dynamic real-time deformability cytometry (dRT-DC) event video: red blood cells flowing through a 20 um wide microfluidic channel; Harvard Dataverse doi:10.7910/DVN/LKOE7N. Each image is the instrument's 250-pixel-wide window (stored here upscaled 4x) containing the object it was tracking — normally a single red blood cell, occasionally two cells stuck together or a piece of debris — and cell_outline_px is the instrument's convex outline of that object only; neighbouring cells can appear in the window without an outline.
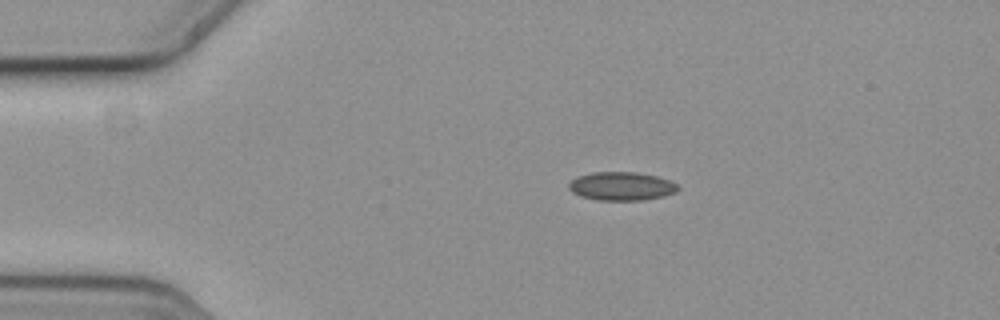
{"species": "common noctule bat (a hibernating species)", "species_latin": "Nyctalus noctula", "temperature_condition": "cold", "stored_images_in_passage": 17, "camera_frame_rate_fps": 3000, "um_per_image_px": 0.085, "animal": {"sex": "female", "body_mass_g": 19.3, "forearm_length_mm": 54.1}, "frame": {"image": 1, "passage_image": 1, "time_ms": 0.0, "image_size_px": [1000, 320], "cell_outline_px": [[680, 188], [676, 192], [644, 200], [596, 200], [580, 196], [572, 192], [568, 188], [568, 184], [572, 180], [580, 176], [592, 172], [636, 172], [656, 176], [668, 180], [676, 184]], "centroid_in_image_um": [52.8, 15.83], "position_along_channel_um": 32.2, "area_um2": 17.98}}
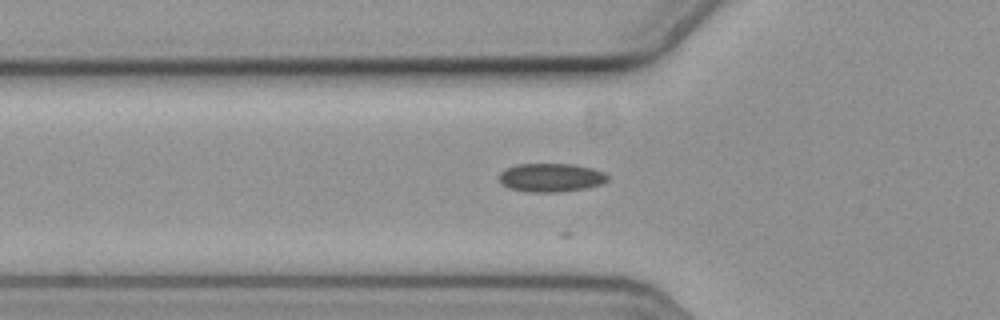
{"frame": {"image": 2, "passage_image": 9, "time_ms": 2.667, "image_size_px": [1000, 320], "cell_outline_px": [[608, 180], [600, 184], [584, 188], [560, 192], [528, 192], [508, 188], [500, 180], [500, 172], [516, 164], [572, 164], [592, 168], [604, 172], [608, 176]], "centroid_in_image_um": [46.84, 15.09], "position_along_channel_um": 79.0, "area_um2": 17.92}}
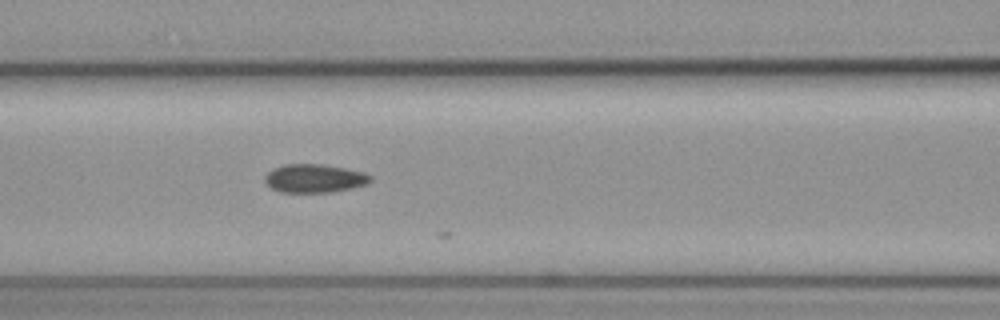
{"frame": {"image": 3, "passage_image": 14, "time_ms": 4.333, "image_size_px": [1000, 320], "cell_outline_px": [[372, 180], [368, 184], [352, 188], [332, 192], [280, 192], [272, 188], [264, 180], [264, 176], [268, 172], [284, 164], [320, 164], [344, 168], [364, 172], [372, 176]], "centroid_in_image_um": [26.76, 15.16], "position_along_channel_um": 139.8, "area_um2": 17.46}}